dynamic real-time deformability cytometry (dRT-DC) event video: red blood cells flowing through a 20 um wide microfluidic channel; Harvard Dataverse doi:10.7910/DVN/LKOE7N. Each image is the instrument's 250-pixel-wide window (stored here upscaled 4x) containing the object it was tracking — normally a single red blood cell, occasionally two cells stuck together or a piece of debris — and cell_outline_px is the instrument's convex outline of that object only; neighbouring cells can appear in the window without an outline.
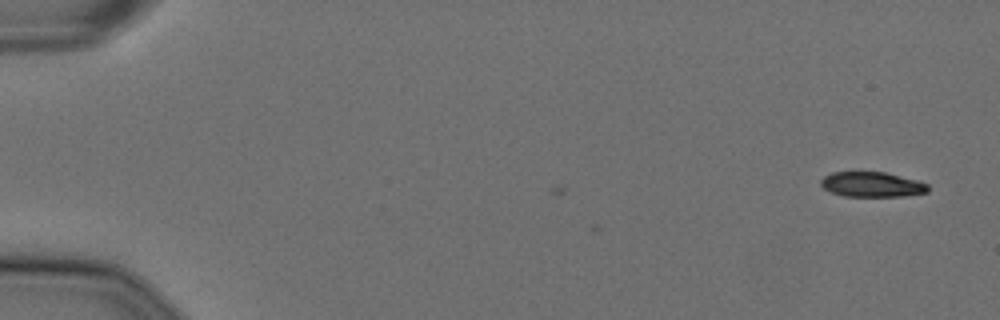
{"species": "Egyptian fruit bat (a non-hibernating species)", "species_latin": "Rousettus aegyptiacus", "temperature_condition": "cold", "stored_images_in_passage": 8, "camera_frame_rate_fps": 3000, "um_per_image_px": 0.085, "animal": {"sex": "female"}, "frame": {"image": 1, "passage_image": 8, "time_ms": 2.333, "image_size_px": [1000, 320], "cell_outline_px": [[928, 192], [904, 196], [844, 196], [832, 192], [824, 188], [820, 184], [820, 180], [824, 176], [832, 172], [884, 172], [916, 180], [928, 184]], "centroid_in_image_um": [74.1, 15.68], "position_along_channel_um": 10.9, "area_um2": 15.49}}